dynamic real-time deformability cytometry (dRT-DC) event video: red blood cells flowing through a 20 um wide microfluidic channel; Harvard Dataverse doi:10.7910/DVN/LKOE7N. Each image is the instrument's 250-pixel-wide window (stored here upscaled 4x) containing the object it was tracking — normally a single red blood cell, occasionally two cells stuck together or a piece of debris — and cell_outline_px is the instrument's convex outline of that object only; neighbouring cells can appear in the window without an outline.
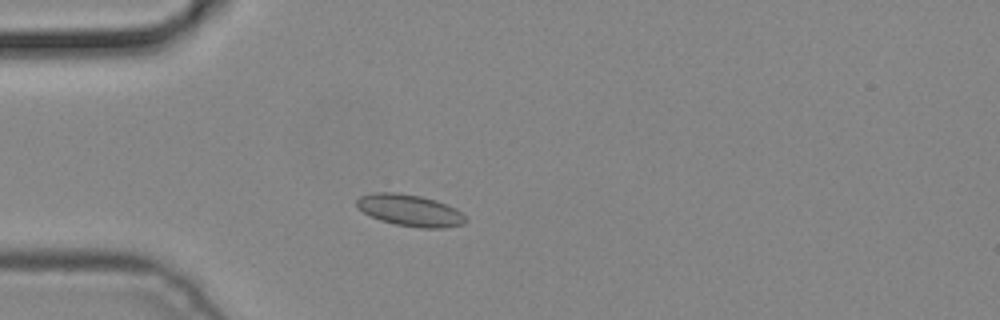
{"species": "common noctule bat (a hibernating species)", "species_latin": "Nyctalus noctula", "temperature_condition": "cold", "stored_images_in_passage": 2, "camera_frame_rate_fps": 3000, "um_per_image_px": 0.085, "animal": {"sex": "male", "body_mass_g": 19.2, "forearm_length_mm": 51.8}, "frame": {"image": 1, "passage_image": 2, "time_ms": 0.333, "image_size_px": [1000, 320], "cell_outline_px": [[468, 220], [464, 224], [444, 228], [420, 228], [396, 224], [380, 220], [356, 208], [356, 200], [360, 196], [372, 192], [396, 192], [420, 196], [436, 200], [448, 204], [456, 208]], "centroid_in_image_um": [34.85, 17.87], "position_along_channel_um": 50.2, "area_um2": 20.23}}